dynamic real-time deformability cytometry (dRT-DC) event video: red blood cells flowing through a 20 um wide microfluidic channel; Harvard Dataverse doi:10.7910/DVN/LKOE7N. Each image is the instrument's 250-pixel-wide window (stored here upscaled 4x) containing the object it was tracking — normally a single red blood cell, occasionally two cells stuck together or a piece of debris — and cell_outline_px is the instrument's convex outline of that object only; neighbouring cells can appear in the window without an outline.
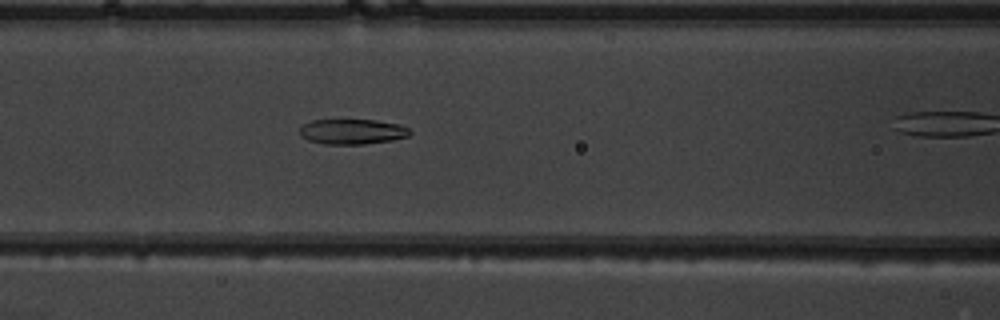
{"species": "common noctule bat (a hibernating species)", "species_latin": "Nyctalus noctula", "temperature_condition": "warm", "stored_images_in_passage": 41, "camera_frame_rate_fps": 3000, "um_per_image_px": 0.085, "animal": {"sex": "male", "body_mass_g": 19.5, "forearm_length_mm": 54.6}, "frame": {"image": 1, "passage_image": 22, "time_ms": 7.0, "image_size_px": [1000, 320], "cell_outline_px": [[412, 132], [408, 136], [392, 140], [364, 144], [324, 144], [308, 140], [300, 136], [300, 128], [304, 124], [312, 120], [376, 120], [400, 124], [408, 128]], "centroid_in_image_um": [29.95, 11.19], "position_along_channel_um": 136.7, "area_um2": 16.18}}
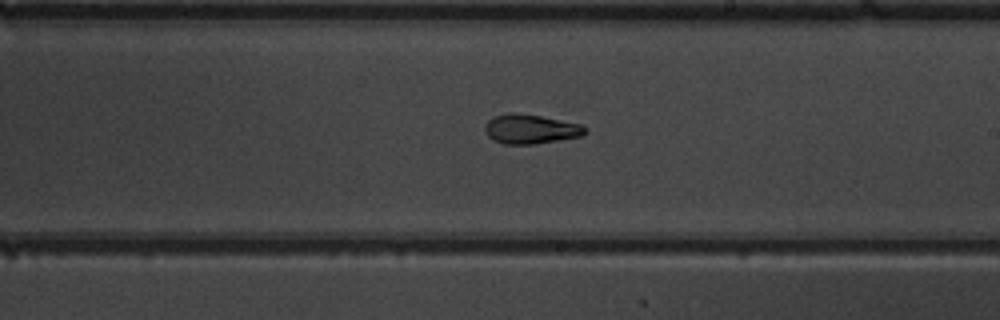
{"frame": {"image": 2, "passage_image": 30, "time_ms": 9.667, "image_size_px": [1000, 320], "cell_outline_px": [[588, 132], [580, 136], [532, 144], [504, 144], [492, 140], [488, 136], [484, 128], [488, 120], [492, 116], [508, 112], [540, 116], [580, 124], [588, 128]], "centroid_in_image_um": [45.07, 10.96], "position_along_channel_um": 243.9, "area_um2": 17.05}}
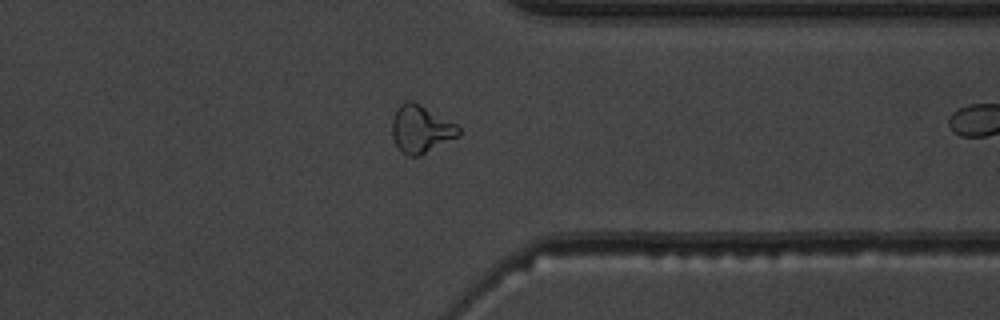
{"frame": {"image": 3, "passage_image": 40, "time_ms": 13.0, "image_size_px": [1000, 320], "cell_outline_px": [[460, 136], [420, 156], [408, 156], [400, 152], [392, 136], [392, 120], [396, 108], [400, 104], [408, 100], [412, 100], [420, 104], [456, 124], [460, 128]], "centroid_in_image_um": [35.77, 10.98], "position_along_channel_um": 375.6, "area_um2": 18.61}}